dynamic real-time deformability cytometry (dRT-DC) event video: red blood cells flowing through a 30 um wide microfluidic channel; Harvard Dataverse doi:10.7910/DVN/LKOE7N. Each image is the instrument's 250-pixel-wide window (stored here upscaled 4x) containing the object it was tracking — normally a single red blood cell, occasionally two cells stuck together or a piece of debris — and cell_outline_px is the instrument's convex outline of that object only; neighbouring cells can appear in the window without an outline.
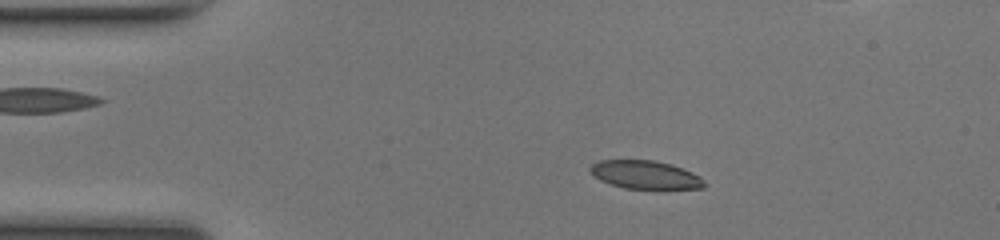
{"species": "common noctule bat (a hibernating species)", "species_latin": "Nyctalus noctula", "temperature_condition": "room temperature", "stored_images_in_passage": 50, "camera_frame_rate_fps": 3000, "um_per_image_px": 0.085, "animal": {"sex": "female", "body_mass_g": 17.0, "forearm_length_mm": 48.0}, "frame": {"image": 1, "passage_image": 9, "time_ms": 2.667, "image_size_px": [1000, 240], "cell_outline_px": [[708, 184], [704, 188], [656, 192], [624, 188], [600, 180], [588, 168], [592, 164], [600, 160], [652, 160], [672, 164], [700, 176]], "centroid_in_image_um": [54.95, 14.92], "position_along_channel_um": 30.0, "area_um2": 19.71}}
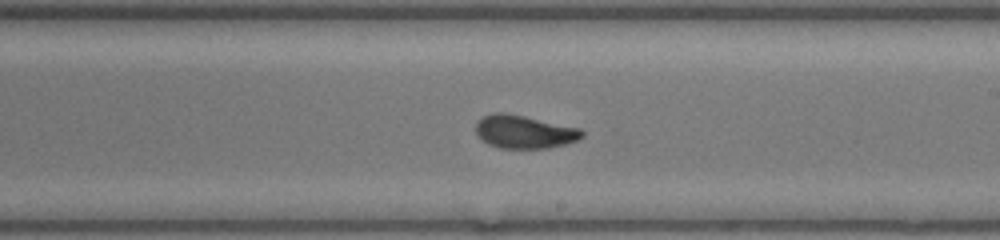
{"frame": {"image": 2, "passage_image": 28, "time_ms": 9.0, "image_size_px": [1000, 240], "cell_outline_px": [[584, 136], [576, 140], [564, 144], [548, 148], [500, 148], [488, 144], [476, 132], [476, 120], [492, 112], [504, 112], [524, 116], [580, 128], [584, 132]], "centroid_in_image_um": [44.55, 11.19], "position_along_channel_um": 244.5, "area_um2": 20.4}}
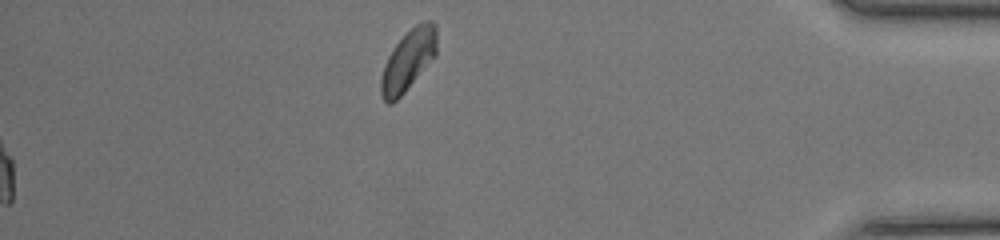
{"frame": {"image": 3, "passage_image": 50, "time_ms": 16.333, "image_size_px": [1000, 240], "cell_outline_px": [[436, 56], [404, 92], [392, 104], [388, 104], [384, 100], [380, 92], [380, 80], [384, 64], [388, 56], [396, 44], [416, 24], [424, 20], [432, 20], [436, 24]], "centroid_in_image_um": [34.7, 5.12], "position_along_channel_um": 400.5, "area_um2": 19.65}, "authors_computed_cell_mechanics": {"area_um2": 20.0855, "velocity_mm_per_s": 4.2284, "shape_relaxation_time_tau1_ms": 4.9748, "shape_relaxation_time_tau2_ms": 0.9244, "deformation_change_tau1": 0.169, "deformation_change_tau2": 0.0631}}